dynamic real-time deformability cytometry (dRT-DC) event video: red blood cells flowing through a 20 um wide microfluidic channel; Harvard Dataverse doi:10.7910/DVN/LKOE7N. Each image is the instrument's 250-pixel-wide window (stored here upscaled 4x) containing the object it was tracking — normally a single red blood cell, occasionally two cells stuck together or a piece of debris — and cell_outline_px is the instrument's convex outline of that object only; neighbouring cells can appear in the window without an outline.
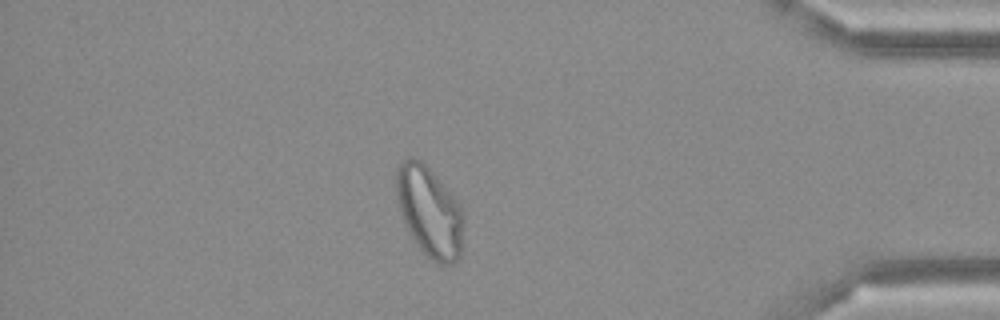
{"species": "Egyptian fruit bat (a non-hibernating species)", "species_latin": "Rousettus aegyptiacus", "temperature_condition": "cold", "stored_images_in_passage": 50, "camera_frame_rate_fps": 3000, "um_per_image_px": 0.085, "frame": {"image": 1, "passage_image": 43, "time_ms": 14.0, "image_size_px": [1000, 320], "cell_outline_px": [[464, 220], [460, 256], [452, 264], [440, 264], [432, 260], [416, 244], [404, 224], [396, 200], [396, 168], [408, 156], [412, 156], [420, 160], [428, 168], [460, 204], [464, 212]], "centroid_in_image_um": [36.49, 17.99], "position_along_channel_um": 398.7, "area_um2": 35.43}}